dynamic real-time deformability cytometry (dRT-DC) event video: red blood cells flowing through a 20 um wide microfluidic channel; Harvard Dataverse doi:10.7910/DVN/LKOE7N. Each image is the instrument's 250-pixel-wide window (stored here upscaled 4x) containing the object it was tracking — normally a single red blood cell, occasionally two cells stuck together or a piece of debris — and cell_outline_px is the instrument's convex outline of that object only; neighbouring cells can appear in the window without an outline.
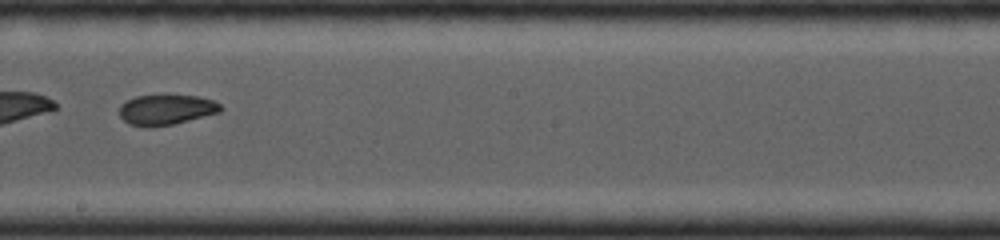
{"species": "common noctule bat (a hibernating species)", "species_latin": "Nyctalus noctula", "temperature_condition": "cold", "stored_images_in_passage": 21, "camera_frame_rate_fps": 4000, "um_per_image_px": 0.085, "animal": {"sex": "female", "body_mass_g": 19.0, "forearm_length_mm": 53.3}, "frame": {"image": 1, "passage_image": 19, "time_ms": 3.5, "image_size_px": [1000, 240], "cell_outline_px": [[224, 108], [220, 112], [176, 124], [152, 128], [144, 128], [128, 124], [120, 116], [120, 108], [128, 100], [136, 96], [196, 96], [212, 100], [220, 104]], "centroid_in_image_um": [14.14, 9.37], "position_along_channel_um": 234.1, "area_um2": 17.86}}